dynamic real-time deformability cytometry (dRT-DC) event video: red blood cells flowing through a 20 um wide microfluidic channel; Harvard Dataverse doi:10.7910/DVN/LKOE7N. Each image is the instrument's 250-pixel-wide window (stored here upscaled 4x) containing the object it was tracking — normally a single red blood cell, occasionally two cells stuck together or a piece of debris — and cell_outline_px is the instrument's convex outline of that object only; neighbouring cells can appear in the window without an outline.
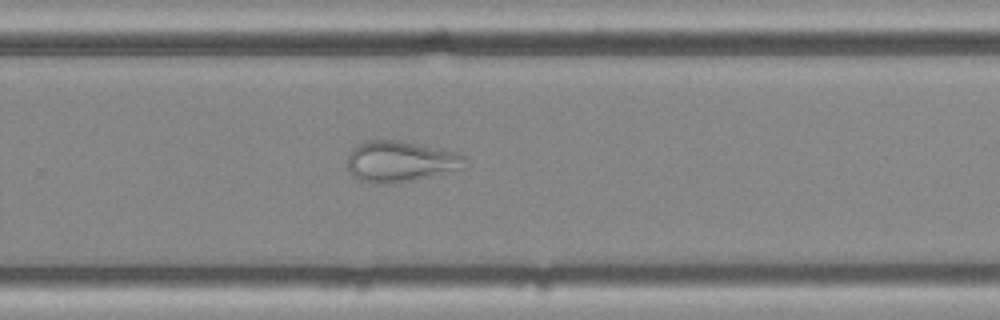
{"species": "common noctule bat (a hibernating species)", "species_latin": "Nyctalus noctula", "temperature_condition": "cold", "stored_images_in_passage": 49, "camera_frame_rate_fps": 3000, "um_per_image_px": 0.085, "animal": {"sex": "female", "body_mass_g": 25.1}, "frame": {"image": 1, "passage_image": 31, "time_ms": 10.0, "image_size_px": [1000, 320], "cell_outline_px": [[468, 160], [464, 168], [412, 180], [392, 184], [372, 184], [360, 180], [348, 172], [348, 152], [356, 144], [364, 140], [396, 140], [456, 152], [468, 156]], "centroid_in_image_um": [34.0, 13.73], "position_along_channel_um": 295.8, "area_um2": 28.26}}
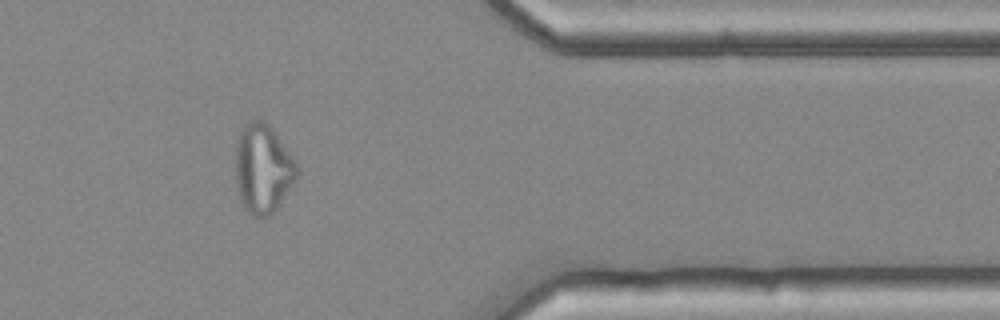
{"frame": {"image": 2, "passage_image": 40, "time_ms": 13.0, "image_size_px": [1000, 320], "cell_outline_px": [[300, 172], [296, 180], [280, 204], [268, 216], [252, 216], [244, 208], [240, 200], [236, 184], [236, 144], [240, 132], [244, 124], [252, 120], [260, 120], [268, 124], [272, 128], [296, 160]], "centroid_in_image_um": [22.36, 14.34], "position_along_channel_um": 389.0, "area_um2": 32.02}}
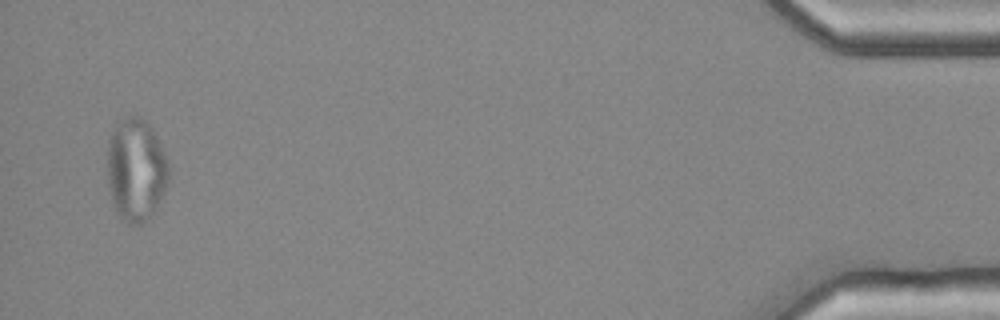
{"frame": {"image": 3, "passage_image": 48, "time_ms": 15.667, "image_size_px": [1000, 320], "cell_outline_px": [[168, 184], [156, 208], [140, 224], [128, 224], [116, 212], [112, 204], [108, 184], [108, 140], [112, 132], [120, 120], [128, 116], [140, 116], [152, 128], [168, 160]], "centroid_in_image_um": [11.55, 14.43], "position_along_channel_um": 423.6, "area_um2": 36.59}}